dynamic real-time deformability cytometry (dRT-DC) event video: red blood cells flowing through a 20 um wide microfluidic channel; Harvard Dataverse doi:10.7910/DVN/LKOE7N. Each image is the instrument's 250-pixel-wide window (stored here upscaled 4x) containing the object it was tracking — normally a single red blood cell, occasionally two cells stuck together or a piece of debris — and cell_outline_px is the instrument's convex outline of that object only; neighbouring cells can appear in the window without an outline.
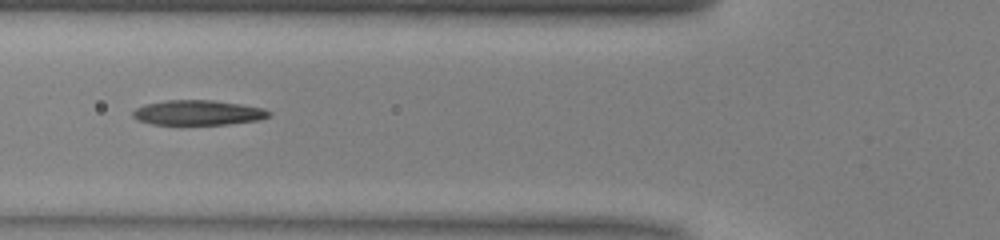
{"species": "common noctule bat (a hibernating species)", "species_latin": "Nyctalus noctula", "temperature_condition": "warm", "stored_images_in_passage": 38, "camera_frame_rate_fps": 3000, "um_per_image_px": 0.085, "animal": {"sex": "male", "body_mass_g": 13.0, "forearm_length_mm": 53.1}, "frame": {"image": 1, "passage_image": 6, "time_ms": 1.667, "image_size_px": [1000, 240], "cell_outline_px": [[272, 116], [260, 120], [228, 124], [180, 128], [152, 124], [140, 120], [132, 116], [132, 112], [136, 108], [144, 104], [164, 100], [212, 100], [240, 104], [264, 108], [272, 112]], "centroid_in_image_um": [16.82, 9.63], "position_along_channel_um": 109.0, "area_um2": 20.92}, "authors_computed_cell_mechanics": {"area_um2": 19.941, "velocity_mm_per_s": 4.0896, "shape_relaxation_time_tau1_ms": 9.7398, "shape_relaxation_time_tau2_ms": 4.1057, "deformation_change_tau1": 0.2742, "deformation_change_tau2": 0.1614}}